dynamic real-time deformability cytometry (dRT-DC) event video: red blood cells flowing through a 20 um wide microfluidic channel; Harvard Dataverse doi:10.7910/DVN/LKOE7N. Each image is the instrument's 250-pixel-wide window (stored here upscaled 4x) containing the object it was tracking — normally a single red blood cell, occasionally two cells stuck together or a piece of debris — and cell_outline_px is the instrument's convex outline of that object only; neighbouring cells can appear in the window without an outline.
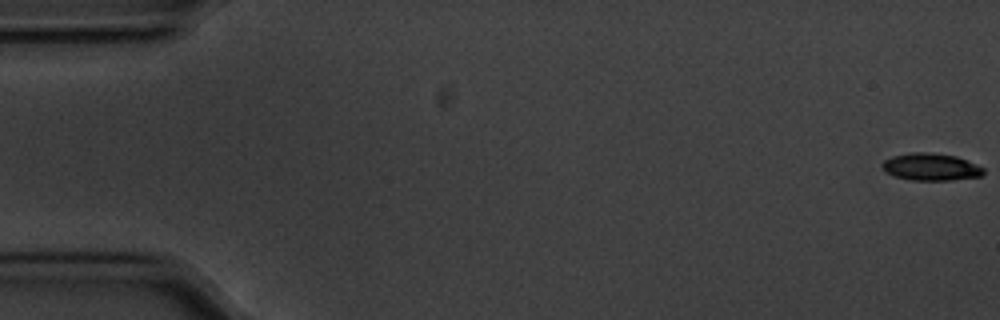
{"species": "common noctule bat (a hibernating species)", "species_latin": "Nyctalus noctula", "temperature_condition": "cold", "stored_images_in_passage": 57, "camera_frame_rate_fps": 3000, "um_per_image_px": 0.085, "animal": {"sex": "male", "body_mass_g": 20.1, "forearm_length_mm": 53.5}, "frame": {"image": 1, "passage_image": 1, "time_ms": 0.0, "image_size_px": [1000, 320], "cell_outline_px": [[984, 172], [980, 176], [952, 180], [912, 180], [896, 176], [888, 172], [884, 168], [884, 160], [892, 156], [912, 152], [932, 152], [956, 156], [976, 164], [984, 168]], "centroid_in_image_um": [79.17, 14.18], "position_along_channel_um": 5.8, "area_um2": 15.84}}
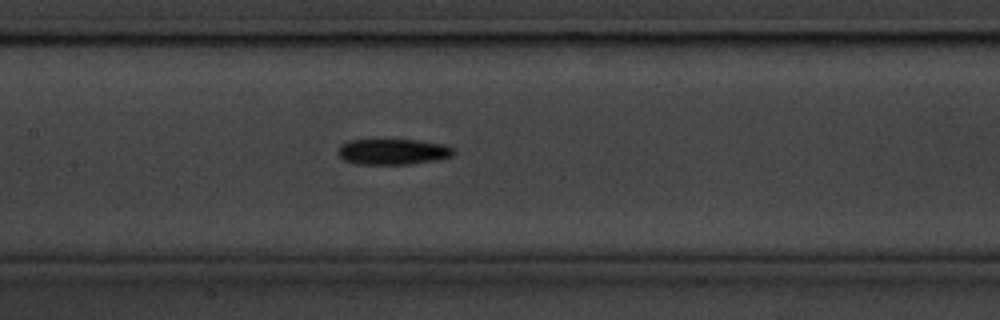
{"frame": {"image": 2, "passage_image": 27, "time_ms": 8.667, "image_size_px": [1000, 320], "cell_outline_px": [[452, 156], [436, 160], [408, 164], [356, 164], [344, 160], [336, 152], [340, 144], [348, 140], [416, 140], [444, 144], [452, 148]], "centroid_in_image_um": [33.33, 12.89], "position_along_channel_um": 174.1, "area_um2": 17.28}}
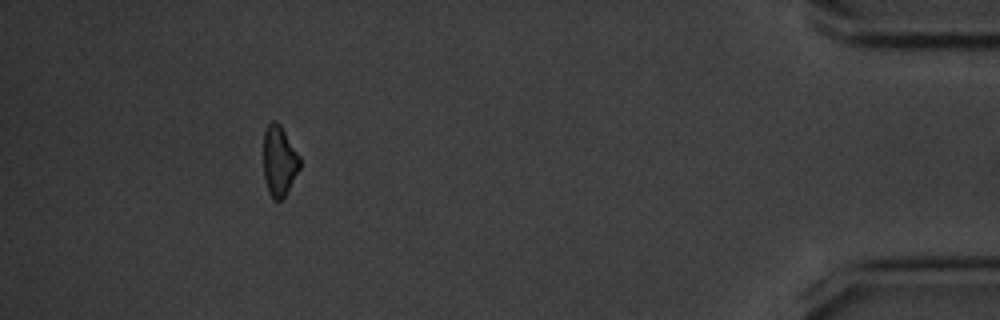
{"frame": {"image": 3, "passage_image": 52, "time_ms": 17.0, "image_size_px": [1000, 320], "cell_outline_px": [[300, 168], [284, 196], [280, 200], [272, 200], [268, 192], [264, 176], [264, 132], [268, 124], [272, 120], [276, 120], [280, 124], [300, 156]], "centroid_in_image_um": [23.73, 13.67], "position_along_channel_um": 411.5, "area_um2": 14.85}, "authors_computed_cell_mechanics": {"area_um2": 16.3574, "velocity_mm_per_s": 3.5703, "shape_relaxation_time_tau1_ms": 2.4048, "shape_relaxation_time_tau2_ms": null, "deformation_change_tau1": 0.12, "deformation_change_tau2": null}}